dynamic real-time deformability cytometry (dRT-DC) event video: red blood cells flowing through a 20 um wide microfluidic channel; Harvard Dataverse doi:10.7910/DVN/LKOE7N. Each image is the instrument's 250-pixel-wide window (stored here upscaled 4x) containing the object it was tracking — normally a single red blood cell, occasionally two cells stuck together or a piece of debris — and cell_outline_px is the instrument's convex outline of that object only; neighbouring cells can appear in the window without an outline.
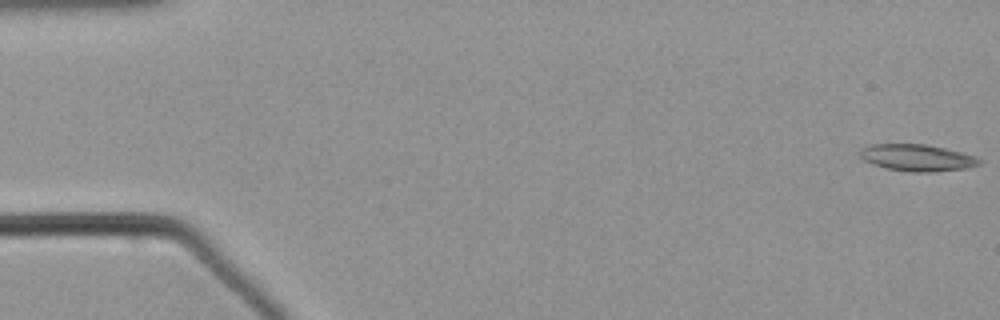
{"species": "common noctule bat (a hibernating species)", "species_latin": "Nyctalus noctula", "temperature_condition": "warm", "stored_images_in_passage": 7, "camera_frame_rate_fps": 3000, "um_per_image_px": 0.085, "animal": {"sex": "male", "body_mass_g": 21.5, "forearm_length_mm": 52.0}, "frame": {"image": 1, "passage_image": 1, "time_ms": 0.0, "image_size_px": [1000, 320], "cell_outline_px": [[984, 160], [980, 164], [964, 168], [932, 172], [912, 172], [888, 168], [872, 164], [864, 160], [860, 156], [860, 148], [868, 144], [928, 144], [976, 156]], "centroid_in_image_um": [77.95, 13.39], "position_along_channel_um": 7.1, "area_um2": 18.61}}